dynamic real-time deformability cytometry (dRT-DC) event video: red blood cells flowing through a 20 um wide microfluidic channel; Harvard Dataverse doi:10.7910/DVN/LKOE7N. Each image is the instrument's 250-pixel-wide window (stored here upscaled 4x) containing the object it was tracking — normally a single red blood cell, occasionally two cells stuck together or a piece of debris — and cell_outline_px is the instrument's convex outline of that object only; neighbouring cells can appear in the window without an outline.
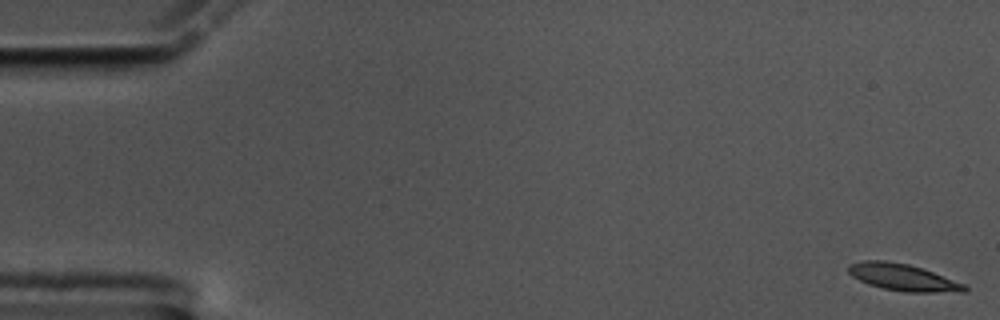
{"species": "common noctule bat (a hibernating species)", "species_latin": "Nyctalus noctula", "temperature_condition": "cold", "stored_images_in_passage": 58, "camera_frame_rate_fps": 3000, "um_per_image_px": 0.085, "animal": {"sex": "male", "body_mass_g": 17.5, "forearm_length_mm": 52.3}, "frame": {"image": 1, "passage_image": 1, "time_ms": 0.0, "image_size_px": [1000, 320], "cell_outline_px": [[968, 288], [964, 292], [904, 292], [884, 288], [868, 284], [852, 276], [848, 272], [848, 264], [864, 260], [884, 260], [908, 264], [932, 272], [964, 284]], "centroid_in_image_um": [76.71, 23.57], "position_along_channel_um": 8.3, "area_um2": 17.92}}
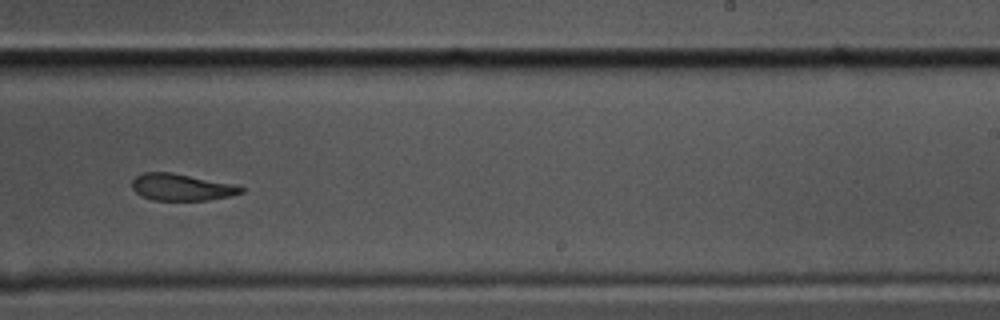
{"frame": {"image": 2, "passage_image": 36, "time_ms": 11.667, "image_size_px": [1000, 320], "cell_outline_px": [[244, 192], [228, 196], [208, 200], [152, 200], [140, 196], [132, 188], [132, 180], [136, 176], [144, 172], [172, 172], [236, 184], [244, 188]], "centroid_in_image_um": [15.42, 15.9], "position_along_channel_um": 273.6, "area_um2": 17.17}}
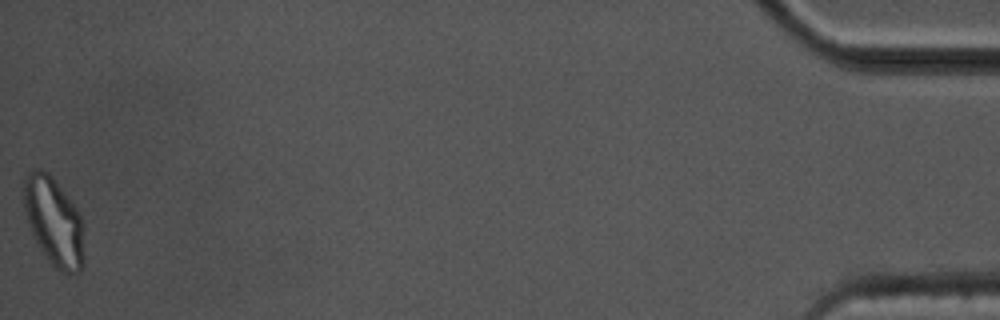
{"frame": {"image": 3, "passage_image": 58, "time_ms": 19.0, "image_size_px": [1000, 320], "cell_outline_px": [[84, 264], [80, 272], [64, 272], [56, 268], [44, 256], [32, 232], [24, 212], [20, 184], [24, 176], [28, 172], [36, 168], [40, 168], [48, 172], [52, 176], [76, 208], [80, 216], [84, 228]], "centroid_in_image_um": [4.55, 18.78], "position_along_channel_um": 430.7, "area_um2": 31.62}, "authors_computed_cell_mechanics": {"area_um2": 18.3515, "velocity_mm_per_s": 3.4787, "shape_relaxation_time_tau1_ms": null, "shape_relaxation_time_tau2_ms": 5.0023, "deformation_change_tau1": null, "deformation_change_tau2": 0.1291}}